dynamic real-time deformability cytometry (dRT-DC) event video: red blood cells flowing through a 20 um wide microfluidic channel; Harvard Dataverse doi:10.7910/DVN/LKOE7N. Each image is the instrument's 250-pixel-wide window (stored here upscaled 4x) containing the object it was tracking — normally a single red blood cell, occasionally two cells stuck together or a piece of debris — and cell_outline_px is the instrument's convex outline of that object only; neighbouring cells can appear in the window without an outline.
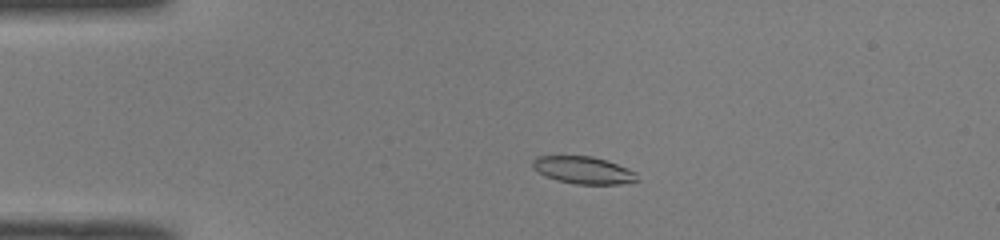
{"species": "common noctule bat (a hibernating species)", "species_latin": "Nyctalus noctula", "temperature_condition": "room temperature", "stored_images_in_passage": 49, "camera_frame_rate_fps": 3000, "um_per_image_px": 0.085, "animal": {"sex": "male", "body_mass_g": 19.0, "forearm_length_mm": 50.8}, "frame": {"image": 1, "passage_image": 10, "time_ms": 3.0, "image_size_px": [1000, 240], "cell_outline_px": [[636, 180], [620, 184], [576, 184], [556, 180], [532, 168], [532, 160], [536, 156], [592, 156], [608, 160], [628, 168], [636, 172]], "centroid_in_image_um": [49.57, 14.45], "position_along_channel_um": 35.4, "area_um2": 16.53}}
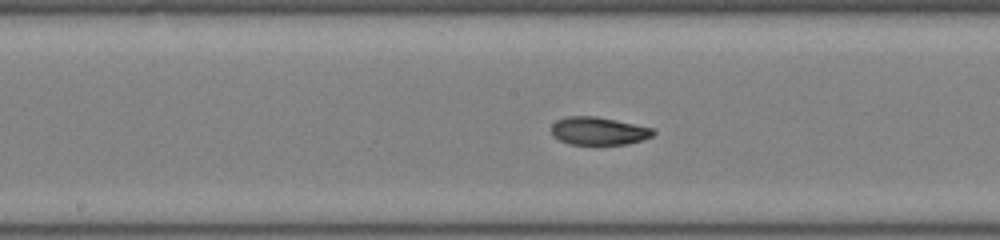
{"frame": {"image": 2, "passage_image": 25, "time_ms": 8.0, "image_size_px": [1000, 240], "cell_outline_px": [[656, 132], [652, 136], [628, 144], [568, 144], [552, 136], [552, 124], [556, 120], [568, 116], [596, 116], [656, 128]], "centroid_in_image_um": [50.89, 11.12], "position_along_channel_um": 197.3, "area_um2": 16.65}}
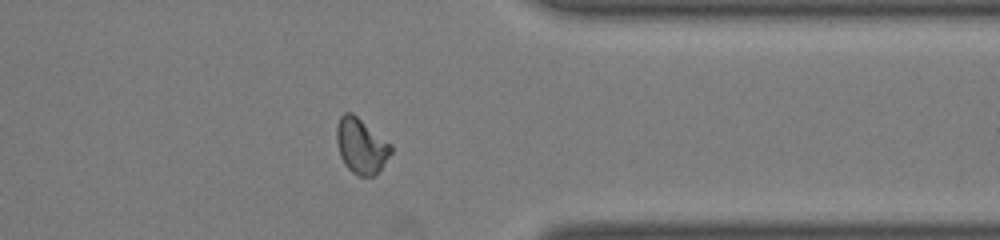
{"frame": {"image": 3, "passage_image": 39, "time_ms": 12.667, "image_size_px": [1000, 240], "cell_outline_px": [[392, 152], [380, 168], [372, 176], [356, 176], [344, 164], [340, 156], [336, 140], [336, 128], [340, 116], [344, 112], [352, 112], [392, 144]], "centroid_in_image_um": [30.68, 12.38], "position_along_channel_um": 380.7, "area_um2": 17.51}, "authors_computed_cell_mechanics": {"area_um2": 17.2244, "velocity_mm_per_s": 4.0726, "shape_relaxation_time_tau1_ms": 4.2372, "shape_relaxation_time_tau2_ms": 1.9338, "deformation_change_tau1": 0.1604, "deformation_change_tau2": 0.066}}